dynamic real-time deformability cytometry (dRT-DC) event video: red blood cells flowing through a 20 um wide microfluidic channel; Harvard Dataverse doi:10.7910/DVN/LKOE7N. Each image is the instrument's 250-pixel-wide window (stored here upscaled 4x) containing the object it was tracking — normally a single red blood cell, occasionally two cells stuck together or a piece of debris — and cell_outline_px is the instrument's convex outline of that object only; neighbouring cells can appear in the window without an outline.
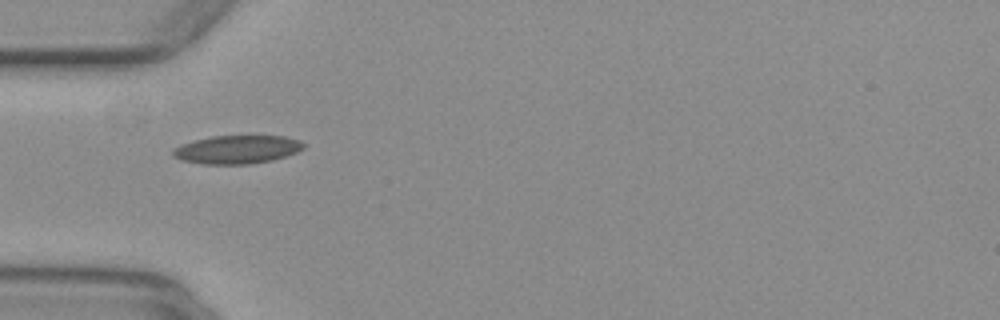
{"species": "common noctule bat (a hibernating species)", "species_latin": "Nyctalus noctula", "temperature_condition": "warm", "stored_images_in_passage": 5, "camera_frame_rate_fps": 3000, "um_per_image_px": 0.085, "animal": {"sex": "female", "body_mass_g": 29.2, "forearm_length_mm": 56.3}, "frame": {"image": 1, "passage_image": 1, "time_ms": 0.0, "image_size_px": [1000, 320], "cell_outline_px": [[304, 148], [296, 152], [272, 160], [248, 164], [204, 164], [180, 160], [172, 156], [172, 148], [180, 144], [192, 140], [212, 136], [284, 136], [300, 140], [304, 144]], "centroid_in_image_um": [20.09, 12.7], "position_along_channel_um": 64.9, "area_um2": 21.68}}
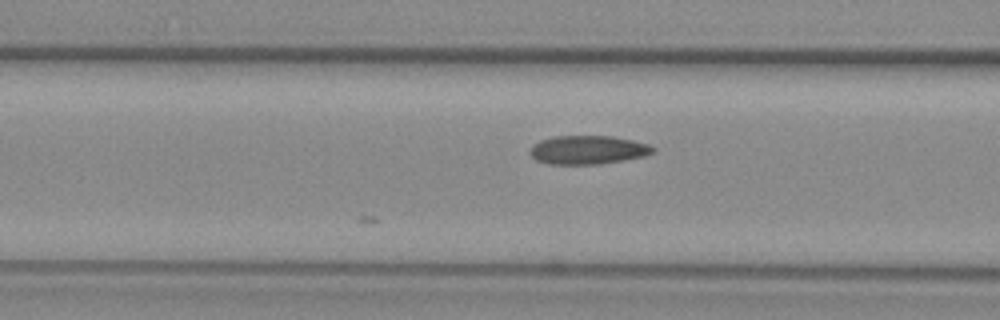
{"frame": {"image": 2, "passage_image": 5, "time_ms": 1.333, "image_size_px": [1000, 320], "cell_outline_px": [[656, 148], [652, 152], [644, 156], [624, 160], [600, 164], [548, 164], [536, 160], [528, 152], [532, 144], [540, 140], [552, 136], [612, 136], [632, 140], [648, 144]], "centroid_in_image_um": [49.93, 12.74], "position_along_channel_um": 116.7, "area_um2": 20.63}}